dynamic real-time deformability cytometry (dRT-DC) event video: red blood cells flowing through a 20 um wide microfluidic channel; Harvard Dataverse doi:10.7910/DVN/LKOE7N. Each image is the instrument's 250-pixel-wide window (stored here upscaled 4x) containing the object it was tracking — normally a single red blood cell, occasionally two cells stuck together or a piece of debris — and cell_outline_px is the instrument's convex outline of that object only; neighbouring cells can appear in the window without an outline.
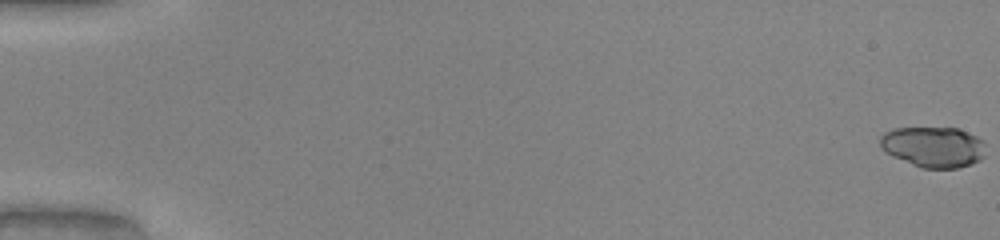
{"species": "common noctule bat (a hibernating species)", "species_latin": "Nyctalus noctula", "temperature_condition": "warm", "stored_images_in_passage": 52, "camera_frame_rate_fps": 3000, "um_per_image_px": 0.085, "animal": {"sex": "male", "body_mass_g": 20.0, "forearm_length_mm": 53.3}, "frame": {"image": 1, "passage_image": 1, "time_ms": 0.0, "image_size_px": [1000, 240], "cell_outline_px": [[984, 156], [980, 160], [972, 164], [956, 168], [924, 168], [912, 164], [892, 156], [884, 152], [880, 148], [880, 136], [884, 132], [892, 128], [960, 128], [984, 140]], "centroid_in_image_um": [79.33, 12.48], "position_along_channel_um": 5.7, "area_um2": 25.2}}
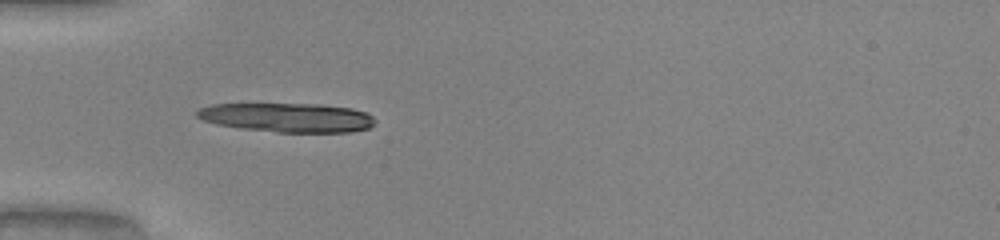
{"frame": {"image": 2, "passage_image": 18, "time_ms": 5.667, "image_size_px": [1000, 240], "cell_outline_px": [[376, 124], [368, 128], [352, 132], [276, 132], [240, 128], [216, 124], [204, 120], [196, 116], [196, 112], [200, 108], [212, 104], [320, 104], [352, 108], [368, 112], [376, 120]], "centroid_in_image_um": [24.48, 9.99], "position_along_channel_um": 60.5, "area_um2": 30.4}}